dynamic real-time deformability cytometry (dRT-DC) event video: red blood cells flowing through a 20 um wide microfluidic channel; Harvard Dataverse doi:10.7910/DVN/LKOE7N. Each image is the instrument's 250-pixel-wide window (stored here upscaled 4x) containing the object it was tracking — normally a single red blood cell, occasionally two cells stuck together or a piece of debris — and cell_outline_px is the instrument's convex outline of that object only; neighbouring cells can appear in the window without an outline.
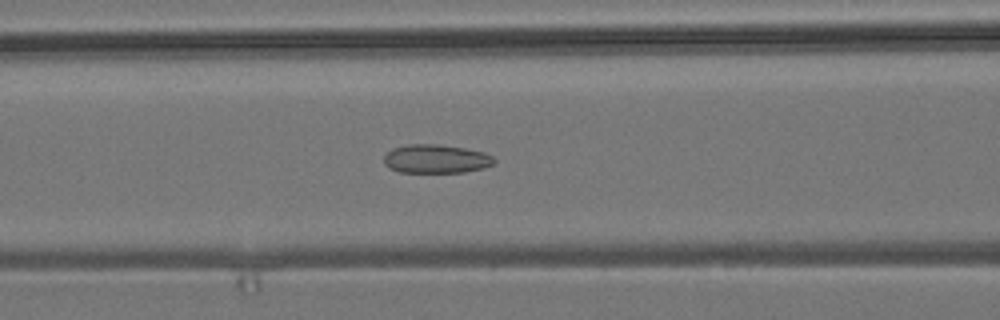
{"species": "common noctule bat (a hibernating species)", "species_latin": "Nyctalus noctula", "temperature_condition": "room temperature", "stored_images_in_passage": 54, "camera_frame_rate_fps": 3000, "um_per_image_px": 0.085, "animal": {"sex": "male", "body_mass_g": 19.2, "forearm_length_mm": 51.8}, "frame": {"image": 1, "passage_image": 22, "time_ms": 7.0, "image_size_px": [1000, 320], "cell_outline_px": [[496, 164], [484, 168], [464, 172], [400, 172], [388, 168], [384, 164], [384, 156], [392, 148], [408, 144], [440, 144], [464, 148], [484, 152], [492, 156], [496, 160]], "centroid_in_image_um": [37.08, 13.5], "position_along_channel_um": 129.5, "area_um2": 18.61}}
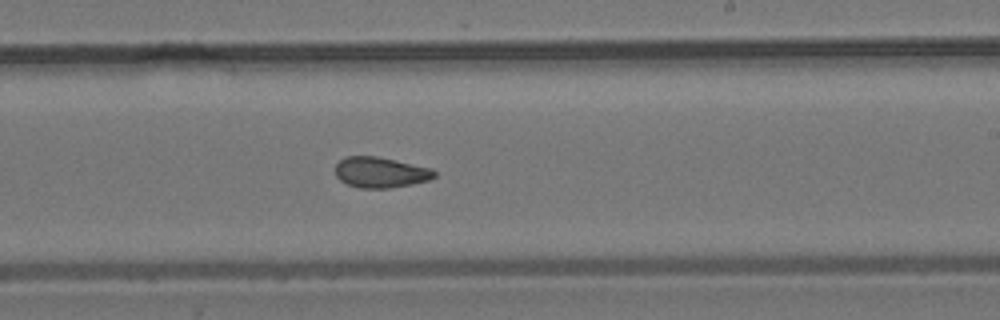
{"frame": {"image": 2, "passage_image": 32, "time_ms": 10.333, "image_size_px": [1000, 320], "cell_outline_px": [[436, 176], [428, 180], [412, 184], [388, 188], [360, 188], [348, 184], [340, 180], [336, 176], [336, 164], [344, 156], [376, 156], [432, 168], [436, 172]], "centroid_in_image_um": [32.34, 14.65], "position_along_channel_um": 256.7, "area_um2": 17.63}}
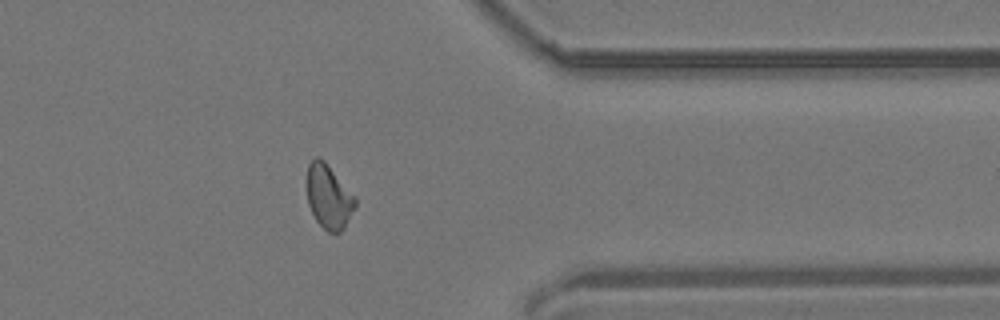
{"frame": {"image": 3, "passage_image": 43, "time_ms": 14.0, "image_size_px": [1000, 320], "cell_outline_px": [[356, 204], [344, 228], [340, 232], [328, 232], [316, 220], [308, 204], [308, 164], [316, 156], [320, 156], [324, 160], [356, 196]], "centroid_in_image_um": [27.96, 16.7], "position_along_channel_um": 383.4, "area_um2": 17.86}, "authors_computed_cell_mechanics": {"area_um2": 18.2937, "velocity_mm_per_s": 3.8209, "shape_relaxation_time_tau1_ms": null, "shape_relaxation_time_tau2_ms": 2.3361, "deformation_change_tau1": null, "deformation_change_tau2": 0.0858}}